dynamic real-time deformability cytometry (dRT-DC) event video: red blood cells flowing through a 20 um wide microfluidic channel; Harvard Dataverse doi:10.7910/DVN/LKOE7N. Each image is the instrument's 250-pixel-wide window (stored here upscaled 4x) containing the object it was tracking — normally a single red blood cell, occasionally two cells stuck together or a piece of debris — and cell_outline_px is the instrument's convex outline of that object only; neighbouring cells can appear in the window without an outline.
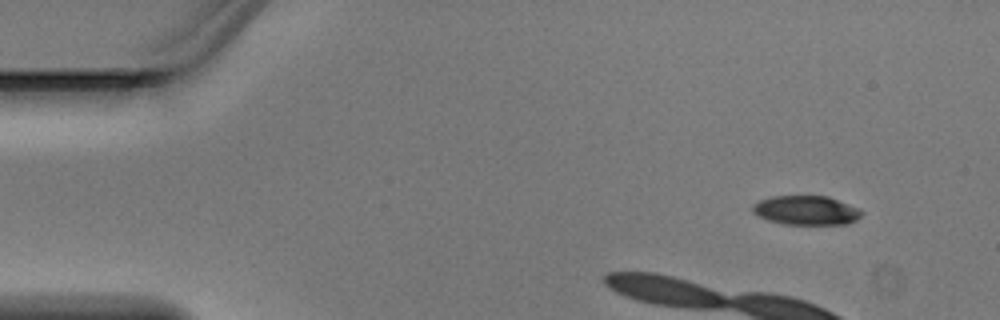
{"species": "Egyptian fruit bat (a non-hibernating species)", "species_latin": "Rousettus aegyptiacus", "temperature_condition": "warm", "stored_images_in_passage": 4, "camera_frame_rate_fps": 3000, "um_per_image_px": 0.085, "animal": {"sex": "male"}, "frame": {"image": 1, "passage_image": 1, "time_ms": 0.0, "image_size_px": [1000, 320], "cell_outline_px": [[864, 212], [856, 220], [844, 224], [784, 224], [768, 220], [752, 212], [752, 204], [768, 196], [828, 196], [860, 208]], "centroid_in_image_um": [68.52, 17.87], "position_along_channel_um": 16.5, "area_um2": 18.61}}